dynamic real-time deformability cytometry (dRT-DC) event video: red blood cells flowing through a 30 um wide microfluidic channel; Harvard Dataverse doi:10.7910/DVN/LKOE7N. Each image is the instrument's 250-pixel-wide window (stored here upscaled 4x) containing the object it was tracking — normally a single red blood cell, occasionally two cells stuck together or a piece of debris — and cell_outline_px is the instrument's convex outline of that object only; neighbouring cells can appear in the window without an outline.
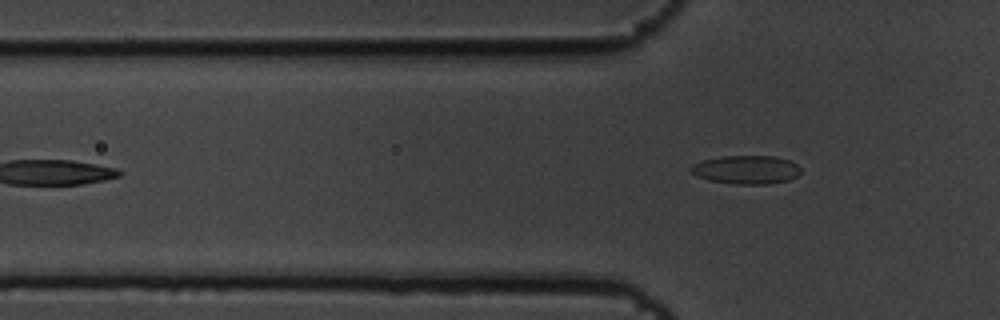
{"species": "common noctule bat (a hibernating species)", "species_latin": "Nyctalus noctula", "temperature_condition": "cold", "stored_images_in_passage": 6, "camera_frame_rate_fps": 3000, "um_per_image_px": 0.085, "animal": {"sex": "male", "body_mass_g": 19.5, "forearm_length_mm": 54.6}, "frame": {"image": 1, "passage_image": 6, "time_ms": 1.667, "image_size_px": [1000, 320], "cell_outline_px": [[800, 172], [796, 176], [788, 180], [768, 184], [736, 184], [708, 180], [696, 176], [688, 168], [692, 164], [704, 160], [720, 156], [776, 156], [788, 160], [796, 164], [800, 168]], "centroid_in_image_um": [63.4, 14.42], "position_along_channel_um": 62.4, "area_um2": 18.26}}